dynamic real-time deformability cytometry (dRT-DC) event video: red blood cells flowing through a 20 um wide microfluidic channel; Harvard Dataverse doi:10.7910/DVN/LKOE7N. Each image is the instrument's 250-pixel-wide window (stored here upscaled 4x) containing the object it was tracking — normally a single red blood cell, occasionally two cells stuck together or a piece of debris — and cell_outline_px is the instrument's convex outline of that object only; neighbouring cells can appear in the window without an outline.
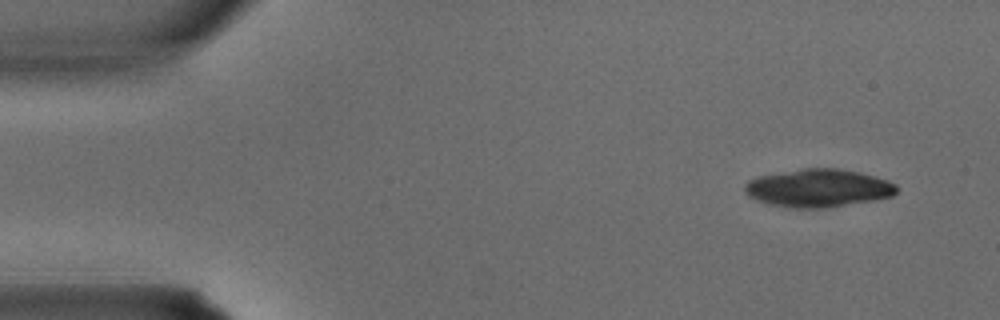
{"species": "common noctule bat (a hibernating species)", "species_latin": "Nyctalus noctula", "temperature_condition": "warm", "stored_images_in_passage": 3, "camera_frame_rate_fps": 3000, "um_per_image_px": 0.085, "animal": {"sex": "male", "body_mass_g": 15.6}, "frame": {"image": 1, "passage_image": 1, "time_ms": 0.0, "image_size_px": [1000, 320], "cell_outline_px": [[896, 192], [892, 196], [872, 200], [824, 208], [788, 208], [768, 204], [756, 200], [748, 196], [744, 192], [744, 184], [748, 180], [760, 176], [800, 168], [836, 168], [860, 172], [888, 180], [896, 184]], "centroid_in_image_um": [69.51, 15.98], "position_along_channel_um": 15.5, "area_um2": 33.7}}